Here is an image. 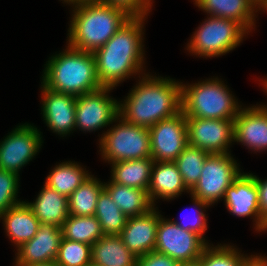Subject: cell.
Here are the masks:
<instances>
[{
    "mask_svg": "<svg viewBox=\"0 0 267 266\" xmlns=\"http://www.w3.org/2000/svg\"><path fill=\"white\" fill-rule=\"evenodd\" d=\"M265 231H267V221H266L265 228H264V232Z\"/></svg>",
    "mask_w": 267,
    "mask_h": 266,
    "instance_id": "cell-45",
    "label": "cell"
},
{
    "mask_svg": "<svg viewBox=\"0 0 267 266\" xmlns=\"http://www.w3.org/2000/svg\"><path fill=\"white\" fill-rule=\"evenodd\" d=\"M42 84L49 90L81 96L103 86L98 81L93 53L66 46L45 64Z\"/></svg>",
    "mask_w": 267,
    "mask_h": 266,
    "instance_id": "cell-4",
    "label": "cell"
},
{
    "mask_svg": "<svg viewBox=\"0 0 267 266\" xmlns=\"http://www.w3.org/2000/svg\"><path fill=\"white\" fill-rule=\"evenodd\" d=\"M74 10L68 30V46L94 53L126 23L130 16L124 9L96 0L71 5Z\"/></svg>",
    "mask_w": 267,
    "mask_h": 266,
    "instance_id": "cell-3",
    "label": "cell"
},
{
    "mask_svg": "<svg viewBox=\"0 0 267 266\" xmlns=\"http://www.w3.org/2000/svg\"><path fill=\"white\" fill-rule=\"evenodd\" d=\"M191 198L193 199L192 201L194 204V208L196 209L195 213L192 215L194 217H192L191 215L186 217L184 216V222H178L177 220L175 221L173 219H171V221L177 224L183 230L195 232L205 240L203 235L207 230L208 226L207 217L204 212L206 211L205 209L209 208L210 205L194 197Z\"/></svg>",
    "mask_w": 267,
    "mask_h": 266,
    "instance_id": "cell-34",
    "label": "cell"
},
{
    "mask_svg": "<svg viewBox=\"0 0 267 266\" xmlns=\"http://www.w3.org/2000/svg\"><path fill=\"white\" fill-rule=\"evenodd\" d=\"M41 135L33 124L16 126L0 141V169L20 176V169L40 151L43 142Z\"/></svg>",
    "mask_w": 267,
    "mask_h": 266,
    "instance_id": "cell-10",
    "label": "cell"
},
{
    "mask_svg": "<svg viewBox=\"0 0 267 266\" xmlns=\"http://www.w3.org/2000/svg\"><path fill=\"white\" fill-rule=\"evenodd\" d=\"M193 231L180 228L169 219H159L154 250L166 254L179 263L196 261L209 244Z\"/></svg>",
    "mask_w": 267,
    "mask_h": 266,
    "instance_id": "cell-9",
    "label": "cell"
},
{
    "mask_svg": "<svg viewBox=\"0 0 267 266\" xmlns=\"http://www.w3.org/2000/svg\"><path fill=\"white\" fill-rule=\"evenodd\" d=\"M115 121L117 124L99 138L102 158L112 164L151 157L149 129L129 123L120 116Z\"/></svg>",
    "mask_w": 267,
    "mask_h": 266,
    "instance_id": "cell-6",
    "label": "cell"
},
{
    "mask_svg": "<svg viewBox=\"0 0 267 266\" xmlns=\"http://www.w3.org/2000/svg\"><path fill=\"white\" fill-rule=\"evenodd\" d=\"M209 154L204 149L188 144L174 161L189 191L198 183L205 159Z\"/></svg>",
    "mask_w": 267,
    "mask_h": 266,
    "instance_id": "cell-30",
    "label": "cell"
},
{
    "mask_svg": "<svg viewBox=\"0 0 267 266\" xmlns=\"http://www.w3.org/2000/svg\"><path fill=\"white\" fill-rule=\"evenodd\" d=\"M137 258L119 235H104L91 245V263L97 266H136Z\"/></svg>",
    "mask_w": 267,
    "mask_h": 266,
    "instance_id": "cell-23",
    "label": "cell"
},
{
    "mask_svg": "<svg viewBox=\"0 0 267 266\" xmlns=\"http://www.w3.org/2000/svg\"><path fill=\"white\" fill-rule=\"evenodd\" d=\"M179 266H201L200 260L192 261V262H185V263H180Z\"/></svg>",
    "mask_w": 267,
    "mask_h": 266,
    "instance_id": "cell-40",
    "label": "cell"
},
{
    "mask_svg": "<svg viewBox=\"0 0 267 266\" xmlns=\"http://www.w3.org/2000/svg\"><path fill=\"white\" fill-rule=\"evenodd\" d=\"M248 266H267V257L258 255Z\"/></svg>",
    "mask_w": 267,
    "mask_h": 266,
    "instance_id": "cell-38",
    "label": "cell"
},
{
    "mask_svg": "<svg viewBox=\"0 0 267 266\" xmlns=\"http://www.w3.org/2000/svg\"><path fill=\"white\" fill-rule=\"evenodd\" d=\"M151 158L156 162L175 161L188 145L186 116L181 111L149 128Z\"/></svg>",
    "mask_w": 267,
    "mask_h": 266,
    "instance_id": "cell-13",
    "label": "cell"
},
{
    "mask_svg": "<svg viewBox=\"0 0 267 266\" xmlns=\"http://www.w3.org/2000/svg\"><path fill=\"white\" fill-rule=\"evenodd\" d=\"M94 216L98 219L104 235H119L128 219L105 189L98 196Z\"/></svg>",
    "mask_w": 267,
    "mask_h": 266,
    "instance_id": "cell-29",
    "label": "cell"
},
{
    "mask_svg": "<svg viewBox=\"0 0 267 266\" xmlns=\"http://www.w3.org/2000/svg\"><path fill=\"white\" fill-rule=\"evenodd\" d=\"M34 201L26 203L40 223L61 227L69 216L68 198L45 184Z\"/></svg>",
    "mask_w": 267,
    "mask_h": 266,
    "instance_id": "cell-22",
    "label": "cell"
},
{
    "mask_svg": "<svg viewBox=\"0 0 267 266\" xmlns=\"http://www.w3.org/2000/svg\"><path fill=\"white\" fill-rule=\"evenodd\" d=\"M180 263L166 254L152 251L137 258L136 266H179Z\"/></svg>",
    "mask_w": 267,
    "mask_h": 266,
    "instance_id": "cell-36",
    "label": "cell"
},
{
    "mask_svg": "<svg viewBox=\"0 0 267 266\" xmlns=\"http://www.w3.org/2000/svg\"><path fill=\"white\" fill-rule=\"evenodd\" d=\"M260 8H262L260 10H265L267 12V0L260 6Z\"/></svg>",
    "mask_w": 267,
    "mask_h": 266,
    "instance_id": "cell-43",
    "label": "cell"
},
{
    "mask_svg": "<svg viewBox=\"0 0 267 266\" xmlns=\"http://www.w3.org/2000/svg\"><path fill=\"white\" fill-rule=\"evenodd\" d=\"M254 1L261 6L266 0H254Z\"/></svg>",
    "mask_w": 267,
    "mask_h": 266,
    "instance_id": "cell-44",
    "label": "cell"
},
{
    "mask_svg": "<svg viewBox=\"0 0 267 266\" xmlns=\"http://www.w3.org/2000/svg\"><path fill=\"white\" fill-rule=\"evenodd\" d=\"M57 266H86L91 264V245L62 237L55 260Z\"/></svg>",
    "mask_w": 267,
    "mask_h": 266,
    "instance_id": "cell-32",
    "label": "cell"
},
{
    "mask_svg": "<svg viewBox=\"0 0 267 266\" xmlns=\"http://www.w3.org/2000/svg\"><path fill=\"white\" fill-rule=\"evenodd\" d=\"M19 178L15 173L0 169V214L23 202L17 198Z\"/></svg>",
    "mask_w": 267,
    "mask_h": 266,
    "instance_id": "cell-33",
    "label": "cell"
},
{
    "mask_svg": "<svg viewBox=\"0 0 267 266\" xmlns=\"http://www.w3.org/2000/svg\"><path fill=\"white\" fill-rule=\"evenodd\" d=\"M238 165L231 153H210L205 159L198 183L190 191L191 197L210 206L223 200L225 191L242 173Z\"/></svg>",
    "mask_w": 267,
    "mask_h": 266,
    "instance_id": "cell-8",
    "label": "cell"
},
{
    "mask_svg": "<svg viewBox=\"0 0 267 266\" xmlns=\"http://www.w3.org/2000/svg\"><path fill=\"white\" fill-rule=\"evenodd\" d=\"M104 189L103 182L97 177L90 175L69 197V215L94 216L96 212L97 199Z\"/></svg>",
    "mask_w": 267,
    "mask_h": 266,
    "instance_id": "cell-27",
    "label": "cell"
},
{
    "mask_svg": "<svg viewBox=\"0 0 267 266\" xmlns=\"http://www.w3.org/2000/svg\"><path fill=\"white\" fill-rule=\"evenodd\" d=\"M62 237L76 242L93 245L104 236L95 216L69 215L61 226Z\"/></svg>",
    "mask_w": 267,
    "mask_h": 266,
    "instance_id": "cell-28",
    "label": "cell"
},
{
    "mask_svg": "<svg viewBox=\"0 0 267 266\" xmlns=\"http://www.w3.org/2000/svg\"><path fill=\"white\" fill-rule=\"evenodd\" d=\"M161 216L154 206L145 214L128 217L119 237L136 258L154 251Z\"/></svg>",
    "mask_w": 267,
    "mask_h": 266,
    "instance_id": "cell-17",
    "label": "cell"
},
{
    "mask_svg": "<svg viewBox=\"0 0 267 266\" xmlns=\"http://www.w3.org/2000/svg\"><path fill=\"white\" fill-rule=\"evenodd\" d=\"M89 176L77 162H62L49 172L45 185L68 198Z\"/></svg>",
    "mask_w": 267,
    "mask_h": 266,
    "instance_id": "cell-26",
    "label": "cell"
},
{
    "mask_svg": "<svg viewBox=\"0 0 267 266\" xmlns=\"http://www.w3.org/2000/svg\"><path fill=\"white\" fill-rule=\"evenodd\" d=\"M62 1H64V3H67V4H71V5H73V4H76V3H80V2H82V1H84V0H62Z\"/></svg>",
    "mask_w": 267,
    "mask_h": 266,
    "instance_id": "cell-41",
    "label": "cell"
},
{
    "mask_svg": "<svg viewBox=\"0 0 267 266\" xmlns=\"http://www.w3.org/2000/svg\"><path fill=\"white\" fill-rule=\"evenodd\" d=\"M61 239V227L40 223L35 236L16 249L14 266L55 261Z\"/></svg>",
    "mask_w": 267,
    "mask_h": 266,
    "instance_id": "cell-16",
    "label": "cell"
},
{
    "mask_svg": "<svg viewBox=\"0 0 267 266\" xmlns=\"http://www.w3.org/2000/svg\"><path fill=\"white\" fill-rule=\"evenodd\" d=\"M153 163L151 157L112 163L111 180L120 185L148 192Z\"/></svg>",
    "mask_w": 267,
    "mask_h": 266,
    "instance_id": "cell-25",
    "label": "cell"
},
{
    "mask_svg": "<svg viewBox=\"0 0 267 266\" xmlns=\"http://www.w3.org/2000/svg\"><path fill=\"white\" fill-rule=\"evenodd\" d=\"M194 1V4L208 15L238 21L248 31H251L253 28H255V17L257 12L261 9L260 5L254 0Z\"/></svg>",
    "mask_w": 267,
    "mask_h": 266,
    "instance_id": "cell-20",
    "label": "cell"
},
{
    "mask_svg": "<svg viewBox=\"0 0 267 266\" xmlns=\"http://www.w3.org/2000/svg\"><path fill=\"white\" fill-rule=\"evenodd\" d=\"M188 144L209 153L229 154L234 142V120L186 117Z\"/></svg>",
    "mask_w": 267,
    "mask_h": 266,
    "instance_id": "cell-12",
    "label": "cell"
},
{
    "mask_svg": "<svg viewBox=\"0 0 267 266\" xmlns=\"http://www.w3.org/2000/svg\"><path fill=\"white\" fill-rule=\"evenodd\" d=\"M224 202L230 214L238 217L252 216L255 230L264 231L266 221L259 206V191L252 173H241L225 191Z\"/></svg>",
    "mask_w": 267,
    "mask_h": 266,
    "instance_id": "cell-14",
    "label": "cell"
},
{
    "mask_svg": "<svg viewBox=\"0 0 267 266\" xmlns=\"http://www.w3.org/2000/svg\"><path fill=\"white\" fill-rule=\"evenodd\" d=\"M234 142L255 153L267 149V104L240 110L234 119Z\"/></svg>",
    "mask_w": 267,
    "mask_h": 266,
    "instance_id": "cell-18",
    "label": "cell"
},
{
    "mask_svg": "<svg viewBox=\"0 0 267 266\" xmlns=\"http://www.w3.org/2000/svg\"><path fill=\"white\" fill-rule=\"evenodd\" d=\"M184 191L190 192L183 183L182 176L174 161H154L148 188V196L153 206H155L157 198L170 201L179 197Z\"/></svg>",
    "mask_w": 267,
    "mask_h": 266,
    "instance_id": "cell-19",
    "label": "cell"
},
{
    "mask_svg": "<svg viewBox=\"0 0 267 266\" xmlns=\"http://www.w3.org/2000/svg\"><path fill=\"white\" fill-rule=\"evenodd\" d=\"M42 116L45 124L60 136L75 130L76 96L49 90L41 83Z\"/></svg>",
    "mask_w": 267,
    "mask_h": 266,
    "instance_id": "cell-15",
    "label": "cell"
},
{
    "mask_svg": "<svg viewBox=\"0 0 267 266\" xmlns=\"http://www.w3.org/2000/svg\"><path fill=\"white\" fill-rule=\"evenodd\" d=\"M141 78L124 101L119 102L120 117L149 129L182 111L181 82L149 73H143Z\"/></svg>",
    "mask_w": 267,
    "mask_h": 266,
    "instance_id": "cell-2",
    "label": "cell"
},
{
    "mask_svg": "<svg viewBox=\"0 0 267 266\" xmlns=\"http://www.w3.org/2000/svg\"><path fill=\"white\" fill-rule=\"evenodd\" d=\"M86 266H97V265H93V264L91 263V264H89V265H86Z\"/></svg>",
    "mask_w": 267,
    "mask_h": 266,
    "instance_id": "cell-46",
    "label": "cell"
},
{
    "mask_svg": "<svg viewBox=\"0 0 267 266\" xmlns=\"http://www.w3.org/2000/svg\"><path fill=\"white\" fill-rule=\"evenodd\" d=\"M230 92L218 77L188 85L181 82L182 112L186 117L234 120L243 107Z\"/></svg>",
    "mask_w": 267,
    "mask_h": 266,
    "instance_id": "cell-5",
    "label": "cell"
},
{
    "mask_svg": "<svg viewBox=\"0 0 267 266\" xmlns=\"http://www.w3.org/2000/svg\"><path fill=\"white\" fill-rule=\"evenodd\" d=\"M124 9L132 17H146L152 8V0H96Z\"/></svg>",
    "mask_w": 267,
    "mask_h": 266,
    "instance_id": "cell-35",
    "label": "cell"
},
{
    "mask_svg": "<svg viewBox=\"0 0 267 266\" xmlns=\"http://www.w3.org/2000/svg\"><path fill=\"white\" fill-rule=\"evenodd\" d=\"M5 232L11 242L19 248L24 242L31 240L40 225L25 201L0 214Z\"/></svg>",
    "mask_w": 267,
    "mask_h": 266,
    "instance_id": "cell-21",
    "label": "cell"
},
{
    "mask_svg": "<svg viewBox=\"0 0 267 266\" xmlns=\"http://www.w3.org/2000/svg\"><path fill=\"white\" fill-rule=\"evenodd\" d=\"M145 20L146 17H131L93 53L98 81L103 87L115 88L131 76L143 75Z\"/></svg>",
    "mask_w": 267,
    "mask_h": 266,
    "instance_id": "cell-1",
    "label": "cell"
},
{
    "mask_svg": "<svg viewBox=\"0 0 267 266\" xmlns=\"http://www.w3.org/2000/svg\"><path fill=\"white\" fill-rule=\"evenodd\" d=\"M109 181L104 182V189L127 217L145 214L154 207L146 190L120 185L112 180Z\"/></svg>",
    "mask_w": 267,
    "mask_h": 266,
    "instance_id": "cell-24",
    "label": "cell"
},
{
    "mask_svg": "<svg viewBox=\"0 0 267 266\" xmlns=\"http://www.w3.org/2000/svg\"><path fill=\"white\" fill-rule=\"evenodd\" d=\"M114 88L102 87L76 96L75 128L91 132L110 126L119 116V101L109 96Z\"/></svg>",
    "mask_w": 267,
    "mask_h": 266,
    "instance_id": "cell-11",
    "label": "cell"
},
{
    "mask_svg": "<svg viewBox=\"0 0 267 266\" xmlns=\"http://www.w3.org/2000/svg\"><path fill=\"white\" fill-rule=\"evenodd\" d=\"M257 256V254L244 256L238 248L228 244L215 247L208 244L199 260L201 266H248Z\"/></svg>",
    "mask_w": 267,
    "mask_h": 266,
    "instance_id": "cell-31",
    "label": "cell"
},
{
    "mask_svg": "<svg viewBox=\"0 0 267 266\" xmlns=\"http://www.w3.org/2000/svg\"><path fill=\"white\" fill-rule=\"evenodd\" d=\"M255 181L259 191V206L262 218L267 221V179L261 180L255 175Z\"/></svg>",
    "mask_w": 267,
    "mask_h": 266,
    "instance_id": "cell-37",
    "label": "cell"
},
{
    "mask_svg": "<svg viewBox=\"0 0 267 266\" xmlns=\"http://www.w3.org/2000/svg\"><path fill=\"white\" fill-rule=\"evenodd\" d=\"M248 32L238 21L208 15L186 48L198 57H219L239 46Z\"/></svg>",
    "mask_w": 267,
    "mask_h": 266,
    "instance_id": "cell-7",
    "label": "cell"
},
{
    "mask_svg": "<svg viewBox=\"0 0 267 266\" xmlns=\"http://www.w3.org/2000/svg\"><path fill=\"white\" fill-rule=\"evenodd\" d=\"M261 81H263L262 83V86H263V89H265L264 91H265V93H267V79L265 78L264 80H261Z\"/></svg>",
    "mask_w": 267,
    "mask_h": 266,
    "instance_id": "cell-42",
    "label": "cell"
},
{
    "mask_svg": "<svg viewBox=\"0 0 267 266\" xmlns=\"http://www.w3.org/2000/svg\"><path fill=\"white\" fill-rule=\"evenodd\" d=\"M24 266H57L55 261L45 262V263H37V264H30Z\"/></svg>",
    "mask_w": 267,
    "mask_h": 266,
    "instance_id": "cell-39",
    "label": "cell"
}]
</instances>
